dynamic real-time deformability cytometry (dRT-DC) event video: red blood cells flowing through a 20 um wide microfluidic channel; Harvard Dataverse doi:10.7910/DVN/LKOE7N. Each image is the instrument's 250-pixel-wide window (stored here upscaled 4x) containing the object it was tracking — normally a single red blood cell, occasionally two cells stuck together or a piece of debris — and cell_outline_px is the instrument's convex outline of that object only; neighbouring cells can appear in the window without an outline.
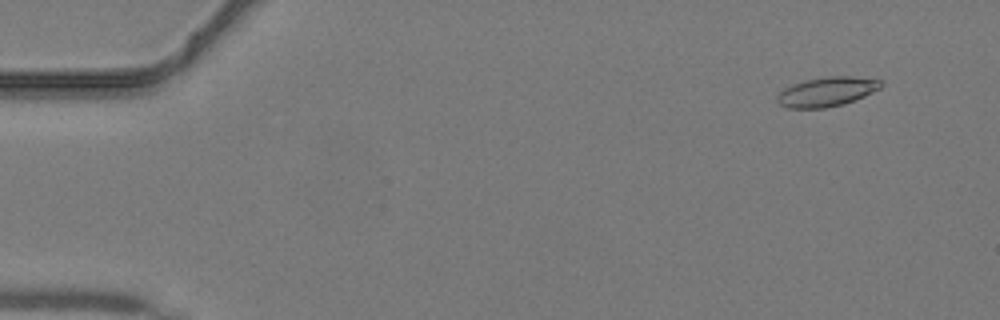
{"species": "common noctule bat (a hibernating species)", "species_latin": "Nyctalus noctula", "temperature_condition": "warm", "stored_images_in_passage": 44, "camera_frame_rate_fps": 3000, "um_per_image_px": 0.085, "animal": {"sex": "male", "body_mass_g": 19.2, "forearm_length_mm": 51.8}, "frame": {"image": 1, "passage_image": 4, "time_ms": 1.0, "image_size_px": [1000, 320], "cell_outline_px": [[884, 84], [880, 88], [864, 96], [844, 104], [824, 108], [788, 108], [780, 104], [776, 100], [776, 96], [784, 88], [792, 84], [804, 80], [828, 76], [852, 76], [884, 80]], "centroid_in_image_um": [70.29, 7.79], "position_along_channel_um": 14.7, "area_um2": 17.92}}
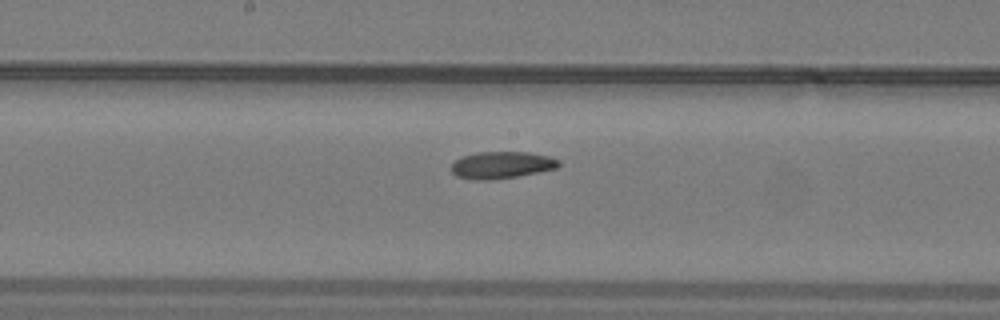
{"frame": {"image": 2, "passage_image": 24, "time_ms": 7.667, "image_size_px": [1000, 320], "cell_outline_px": [[560, 164], [556, 168], [516, 176], [492, 180], [472, 180], [456, 176], [452, 172], [452, 164], [460, 156], [476, 152], [528, 152], [548, 156], [560, 160]], "centroid_in_image_um": [42.6, 14.02], "position_along_channel_um": 205.6, "area_um2": 16.88}}
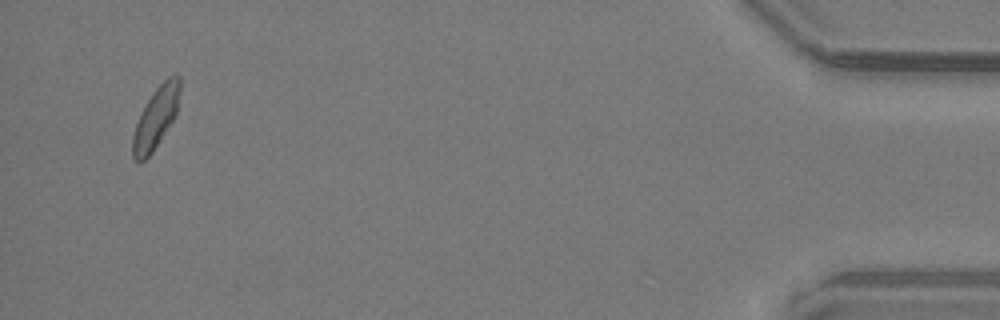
{"frame": {"image": 3, "passage_image": 43, "time_ms": 14.0, "image_size_px": [1000, 320], "cell_outline_px": [[180, 92], [176, 116], [152, 152], [140, 164], [132, 156], [132, 136], [136, 124], [152, 92], [168, 76], [176, 72], [180, 76]], "centroid_in_image_um": [13.27, 9.99], "position_along_channel_um": 421.9, "area_um2": 16.82}}